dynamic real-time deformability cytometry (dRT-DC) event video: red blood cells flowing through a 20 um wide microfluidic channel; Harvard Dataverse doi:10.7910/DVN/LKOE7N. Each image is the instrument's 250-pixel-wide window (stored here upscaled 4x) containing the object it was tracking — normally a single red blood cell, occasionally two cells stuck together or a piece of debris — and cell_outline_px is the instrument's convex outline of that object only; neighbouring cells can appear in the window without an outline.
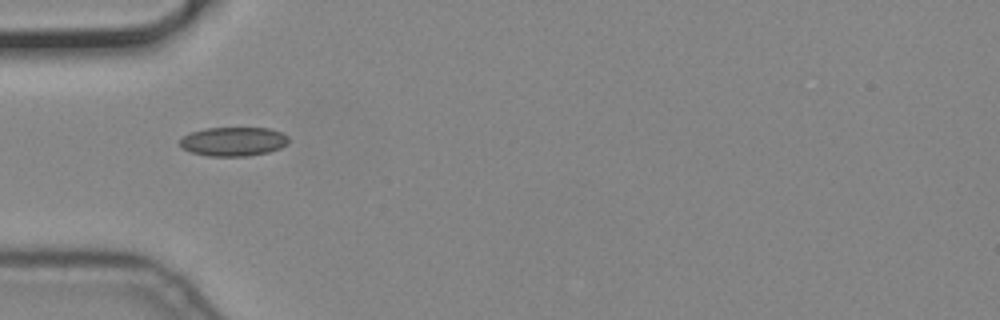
{"species": "common noctule bat (a hibernating species)", "species_latin": "Nyctalus noctula", "temperature_condition": "cold", "stored_images_in_passage": 34, "camera_frame_rate_fps": 3000, "um_per_image_px": 0.085, "animal": {"sex": "male", "body_mass_g": 19.2, "forearm_length_mm": 51.8}, "frame": {"image": 1, "passage_image": 1, "time_ms": 0.0, "image_size_px": [1000, 320], "cell_outline_px": [[288, 144], [280, 148], [268, 152], [248, 156], [208, 156], [192, 152], [180, 148], [180, 140], [184, 136], [192, 132], [204, 128], [268, 128], [280, 132], [288, 136]], "centroid_in_image_um": [19.84, 12.03], "position_along_channel_um": 65.2, "area_um2": 18.38}}
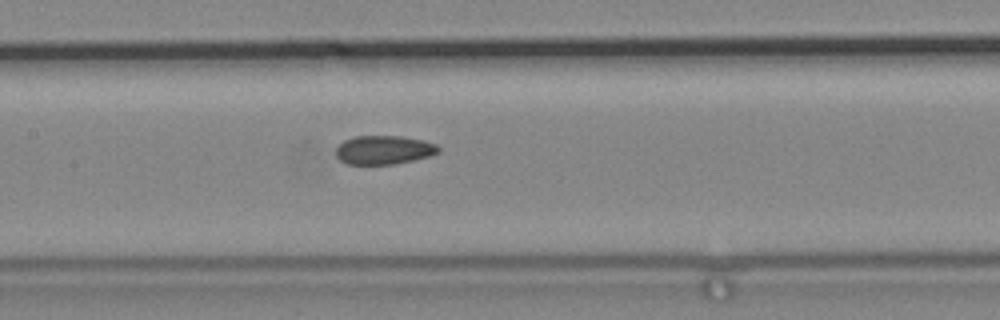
{"frame": {"image": 2, "passage_image": 10, "time_ms": 3.0, "image_size_px": [1000, 320], "cell_outline_px": [[440, 152], [432, 156], [396, 164], [344, 164], [336, 156], [336, 148], [344, 140], [356, 136], [400, 136], [424, 140], [436, 144], [440, 148]], "centroid_in_image_um": [32.65, 12.75], "position_along_channel_um": 174.7, "area_um2": 17.4}}
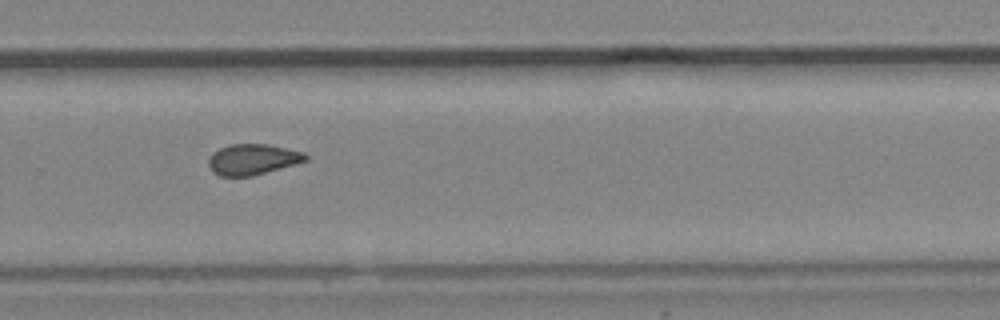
{"frame": {"image": 3, "passage_image": 21, "time_ms": 6.667, "image_size_px": [1000, 320], "cell_outline_px": [[308, 160], [296, 164], [252, 176], [220, 176], [212, 172], [208, 164], [208, 160], [212, 152], [220, 148], [232, 144], [268, 144], [304, 152], [308, 156]], "centroid_in_image_um": [21.47, 13.55], "position_along_channel_um": 308.3, "area_um2": 17.46}}